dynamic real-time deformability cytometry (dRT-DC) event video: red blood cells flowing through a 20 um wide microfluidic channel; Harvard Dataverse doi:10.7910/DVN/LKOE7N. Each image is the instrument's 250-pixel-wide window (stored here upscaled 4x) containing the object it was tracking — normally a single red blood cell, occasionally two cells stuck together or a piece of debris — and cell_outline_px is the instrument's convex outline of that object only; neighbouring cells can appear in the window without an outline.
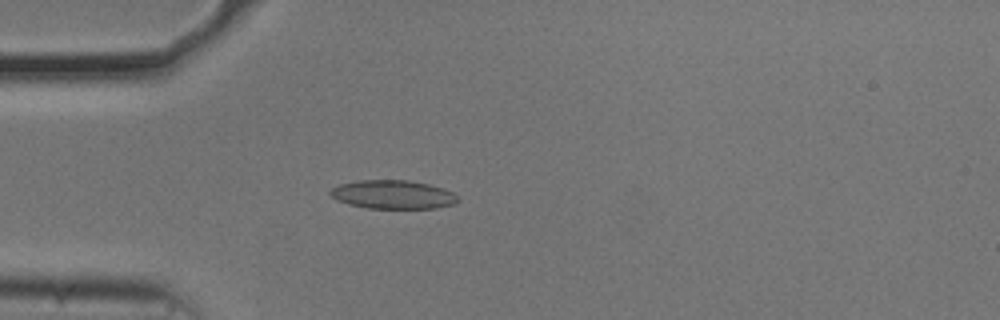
{"species": "common noctule bat (a hibernating species)", "species_latin": "Nyctalus noctula", "temperature_condition": "cold", "stored_images_in_passage": 54, "camera_frame_rate_fps": 3000, "um_per_image_px": 0.085, "animal": {"sex": "male", "body_mass_g": 20.5, "forearm_length_mm": 52.5}, "frame": {"image": 1, "passage_image": 15, "time_ms": 4.667, "image_size_px": [1000, 320], "cell_outline_px": [[460, 200], [456, 204], [436, 208], [368, 208], [348, 204], [336, 200], [328, 192], [332, 188], [340, 184], [360, 180], [408, 180], [428, 184], [452, 192]], "centroid_in_image_um": [33.39, 16.54], "position_along_channel_um": 51.6, "area_um2": 21.21}}
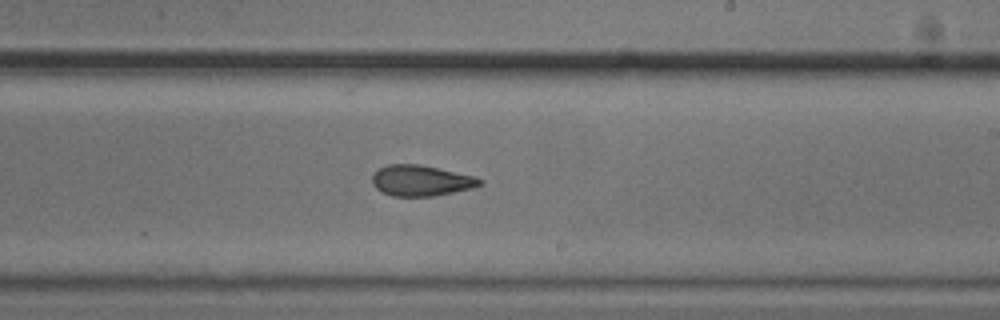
{"frame": {"image": 2, "passage_image": 32, "time_ms": 10.333, "image_size_px": [1000, 320], "cell_outline_px": [[484, 184], [472, 188], [432, 196], [392, 196], [376, 188], [372, 184], [372, 176], [380, 168], [388, 164], [420, 164], [472, 176], [484, 180]], "centroid_in_image_um": [35.79, 15.35], "position_along_channel_um": 253.2, "area_um2": 19.07}}
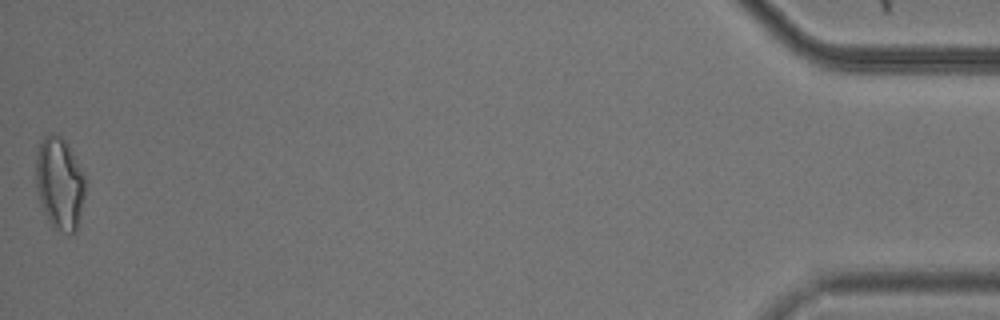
{"frame": {"image": 3, "passage_image": 54, "time_ms": 17.667, "image_size_px": [1000, 320], "cell_outline_px": [[84, 192], [76, 232], [68, 236], [52, 228], [44, 212], [36, 188], [36, 152], [44, 136], [48, 132], [60, 136], [68, 144], [84, 172]], "centroid_in_image_um": [5.06, 15.6], "position_along_channel_um": 430.1, "area_um2": 26.7}, "authors_computed_cell_mechanics": {"area_um2": 20.2011, "velocity_mm_per_s": 3.7087, "shape_relaxation_time_tau1_ms": null, "shape_relaxation_time_tau2_ms": 3.2754, "deformation_change_tau1": null, "deformation_change_tau2": 0.0987}}